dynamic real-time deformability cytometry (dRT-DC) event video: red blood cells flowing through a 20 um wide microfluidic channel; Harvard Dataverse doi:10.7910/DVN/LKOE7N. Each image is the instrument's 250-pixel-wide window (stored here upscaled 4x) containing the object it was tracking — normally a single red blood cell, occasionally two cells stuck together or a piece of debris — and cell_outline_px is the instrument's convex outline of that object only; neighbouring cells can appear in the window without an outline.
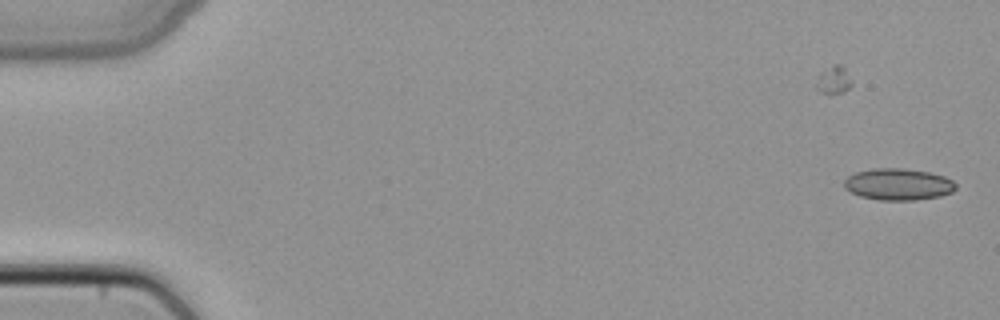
{"species": "common noctule bat (a hibernating species)", "species_latin": "Nyctalus noctula", "temperature_condition": "cold", "stored_images_in_passage": 8, "camera_frame_rate_fps": 3000, "um_per_image_px": 0.085, "animal": {"sex": "female", "body_mass_g": 22.7, "forearm_length_mm": 54.2}, "frame": {"image": 1, "passage_image": 2, "time_ms": 0.333, "image_size_px": [1000, 320], "cell_outline_px": [[956, 188], [952, 192], [940, 196], [916, 200], [880, 200], [860, 196], [844, 188], [844, 180], [848, 176], [856, 172], [872, 168], [904, 168], [928, 172], [944, 176], [952, 180], [956, 184]], "centroid_in_image_um": [76.35, 15.66], "position_along_channel_um": 8.7, "area_um2": 20.63}}
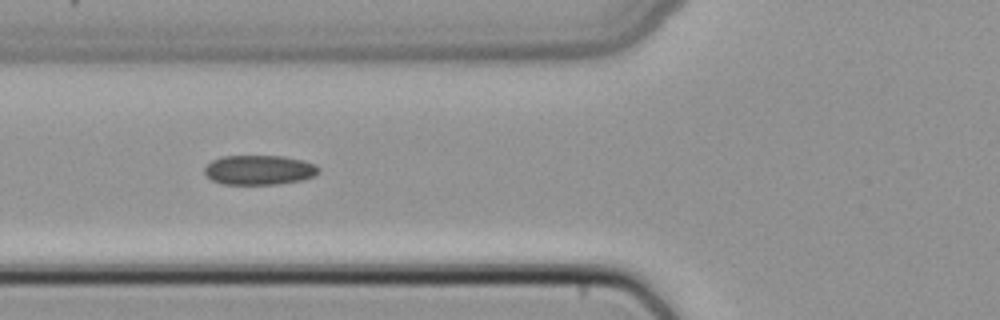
{"frame": {"image": 2, "passage_image": 7, "time_ms": 2.0, "image_size_px": [1000, 320], "cell_outline_px": [[320, 172], [316, 176], [304, 180], [276, 184], [224, 184], [212, 180], [204, 172], [204, 168], [212, 160], [220, 156], [284, 156], [304, 160], [316, 164], [320, 168]], "centroid_in_image_um": [22.09, 14.44], "position_along_channel_um": 103.7, "area_um2": 19.94}}
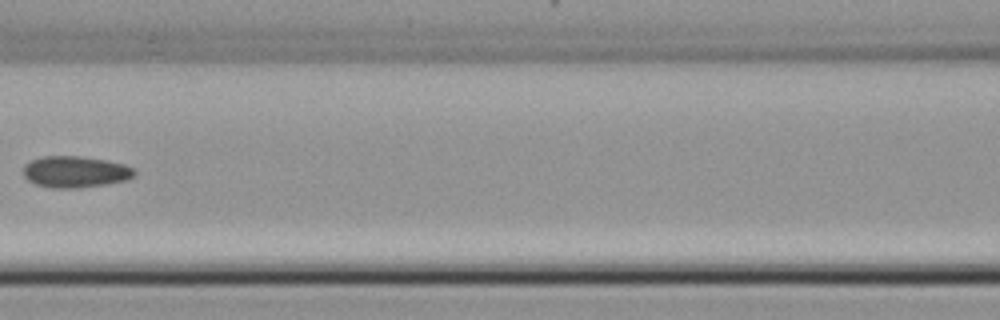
{"frame": {"image": 3, "passage_image": 8, "time_ms": 2.333, "image_size_px": [1000, 320], "cell_outline_px": [[136, 176], [128, 180], [108, 184], [80, 188], [52, 188], [36, 184], [28, 180], [24, 176], [24, 164], [40, 156], [80, 156], [104, 160], [124, 164], [136, 168]], "centroid_in_image_um": [6.44, 14.61], "position_along_channel_um": 160.2, "area_um2": 20.63}}